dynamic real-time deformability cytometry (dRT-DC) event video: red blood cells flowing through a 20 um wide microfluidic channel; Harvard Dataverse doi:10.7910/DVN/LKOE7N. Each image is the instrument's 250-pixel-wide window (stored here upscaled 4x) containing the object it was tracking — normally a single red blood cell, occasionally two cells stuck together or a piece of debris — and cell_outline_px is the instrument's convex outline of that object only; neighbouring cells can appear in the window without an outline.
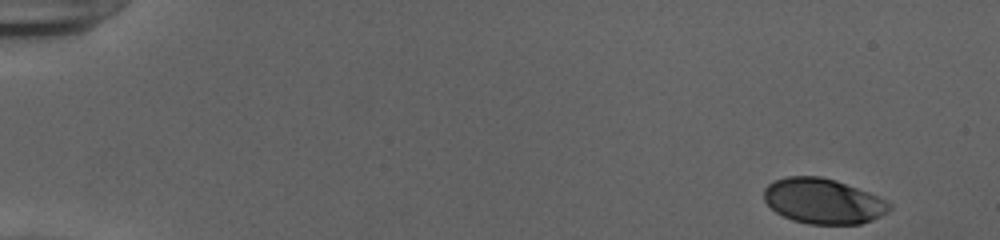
{"species": "human", "species_latin": "Homo sapiens", "temperature_condition": "cold", "stored_images_in_passage": 47, "camera_frame_rate_fps": 3000, "um_per_image_px": 0.085, "donor": {"sex": "female"}, "frame": {"image": 1, "passage_image": 1, "time_ms": 0.0, "image_size_px": [1000, 240], "cell_outline_px": [[892, 208], [888, 212], [872, 220], [860, 224], [808, 224], [792, 220], [776, 212], [764, 200], [764, 188], [768, 184], [776, 180], [788, 176], [820, 176], [836, 180], [868, 192], [892, 204]], "centroid_in_image_um": [69.97, 17.1], "position_along_channel_um": 15.0, "area_um2": 33.0}}
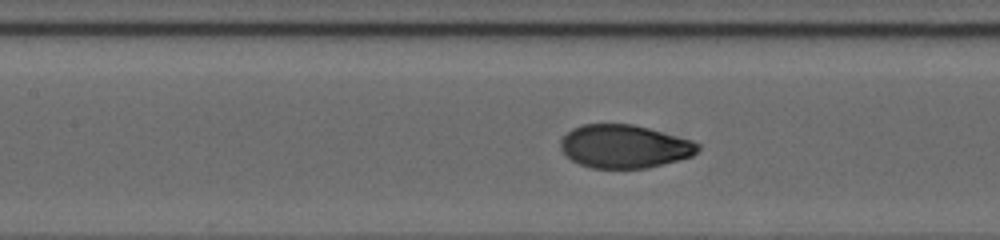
{"frame": {"image": 2, "passage_image": 23, "time_ms": 7.333, "image_size_px": [1000, 240], "cell_outline_px": [[700, 148], [692, 156], [680, 160], [648, 168], [592, 168], [580, 164], [572, 160], [560, 148], [560, 140], [572, 128], [584, 124], [632, 124], [648, 128], [692, 140], [700, 144]], "centroid_in_image_um": [53.09, 12.45], "position_along_channel_um": 154.3, "area_um2": 34.56}}
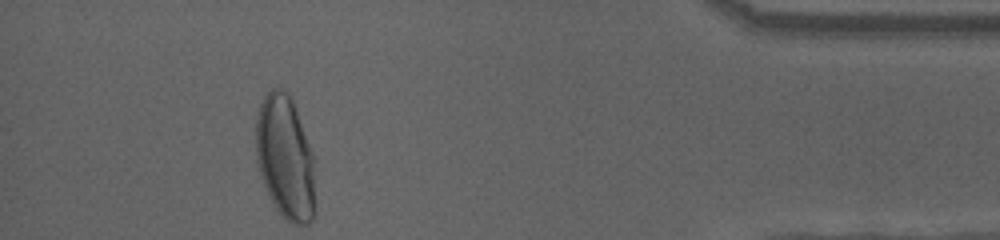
{"frame": {"image": 3, "passage_image": 46, "time_ms": 15.0, "image_size_px": [1000, 240], "cell_outline_px": [[316, 160], [312, 220], [308, 224], [292, 224], [280, 216], [260, 176], [256, 156], [256, 116], [260, 104], [264, 96], [272, 88], [284, 88], [288, 92], [292, 100]], "centroid_in_image_um": [24.25, 13.38], "position_along_channel_um": 410.9, "area_um2": 43.06}, "authors_computed_cell_mechanics": {"area_um2": 34.9112, "velocity_mm_per_s": 3.9326, "shape_relaxation_time_tau1_ms": 3.7553, "shape_relaxation_time_tau2_ms": null, "deformation_change_tau1": 0.1688, "deformation_change_tau2": null}}